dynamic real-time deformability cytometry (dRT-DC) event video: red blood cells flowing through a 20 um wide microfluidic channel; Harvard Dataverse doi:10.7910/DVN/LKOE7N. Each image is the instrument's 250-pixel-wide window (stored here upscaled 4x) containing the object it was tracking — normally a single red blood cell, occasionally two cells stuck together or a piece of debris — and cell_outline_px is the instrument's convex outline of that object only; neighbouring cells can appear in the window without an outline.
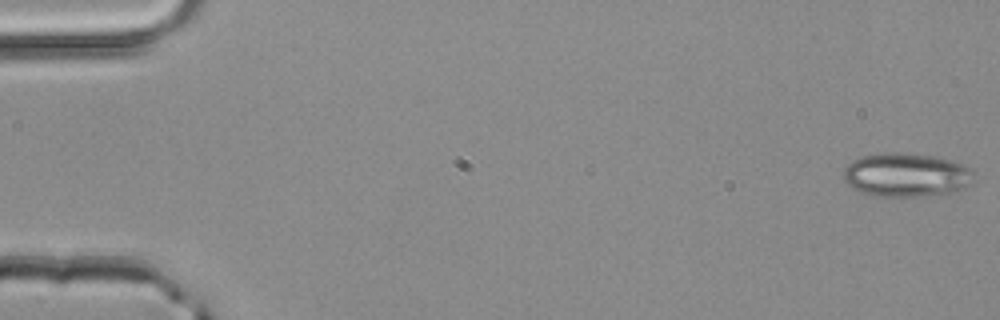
{"species": "common noctule bat (a hibernating species)", "species_latin": "Nyctalus noctula", "temperature_condition": "room temperature", "stored_images_in_passage": 51, "camera_frame_rate_fps": 3000, "um_per_image_px": 0.085, "animal": {"sex": "male", "body_mass_g": 20.4}, "frame": {"image": 1, "passage_image": 1, "time_ms": 0.0, "image_size_px": [1000, 320], "cell_outline_px": [[972, 172], [968, 184], [964, 188], [956, 192], [920, 196], [876, 196], [852, 188], [844, 180], [844, 168], [852, 160], [860, 156], [884, 152], [904, 152], [932, 156], [964, 164]], "centroid_in_image_um": [76.98, 14.86], "position_along_channel_um": 8.0, "area_um2": 33.06}}
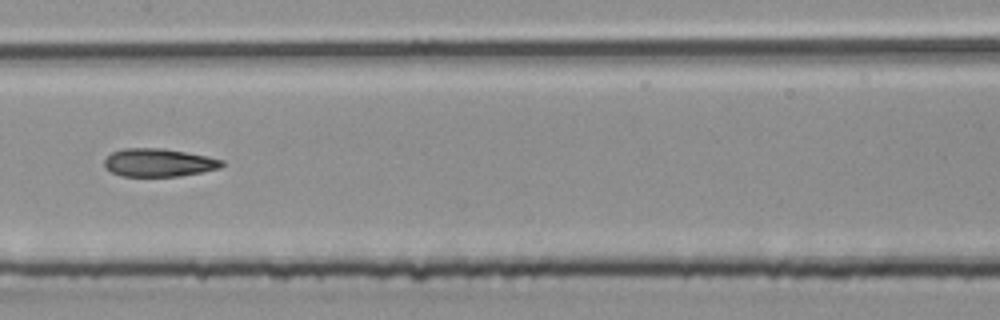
{"frame": {"image": 2, "passage_image": 26, "time_ms": 8.333, "image_size_px": [1000, 320], "cell_outline_px": [[224, 164], [220, 168], [180, 176], [124, 176], [112, 172], [104, 164], [104, 160], [112, 152], [124, 148], [164, 148], [208, 156], [224, 160]], "centroid_in_image_um": [13.52, 13.81], "position_along_channel_um": 193.9, "area_um2": 19.13}}
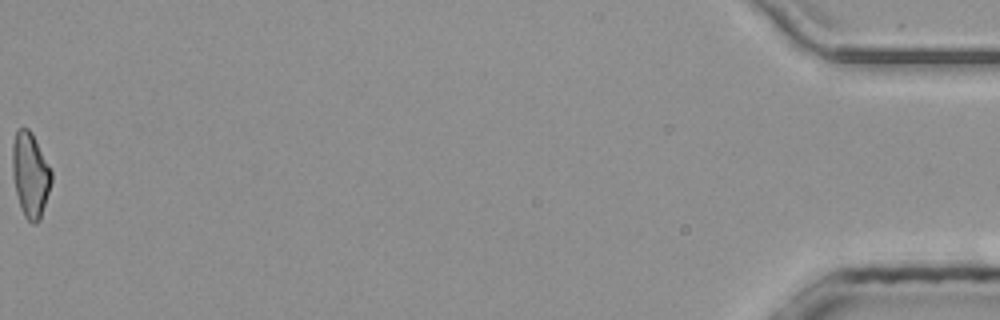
{"frame": {"image": 3, "passage_image": 51, "time_ms": 16.667, "image_size_px": [1000, 320], "cell_outline_px": [[52, 180], [40, 220], [36, 224], [32, 224], [24, 216], [16, 192], [12, 172], [12, 144], [16, 128], [28, 128], [32, 132], [52, 172]], "centroid_in_image_um": [2.57, 14.83], "position_along_channel_um": 432.6, "area_um2": 19.25}, "authors_computed_cell_mechanics": {"area_um2": 19.8254, "velocity_mm_per_s": 4.1646, "shape_relaxation_time_tau1_ms": 5.2139, "shape_relaxation_time_tau2_ms": 2.9759, "deformation_change_tau1": 0.1626, "deformation_change_tau2": 0.1258}}